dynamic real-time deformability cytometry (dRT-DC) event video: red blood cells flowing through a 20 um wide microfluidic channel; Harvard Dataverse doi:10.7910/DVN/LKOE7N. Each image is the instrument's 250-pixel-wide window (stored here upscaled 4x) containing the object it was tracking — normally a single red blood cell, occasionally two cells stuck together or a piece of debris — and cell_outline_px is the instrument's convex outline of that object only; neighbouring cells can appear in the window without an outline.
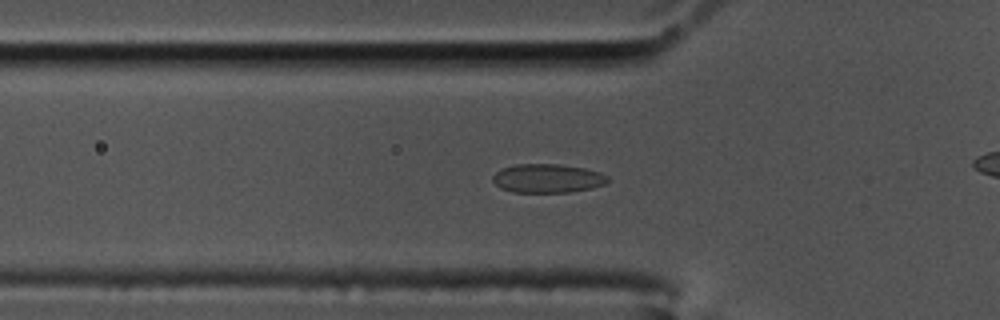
{"species": "common noctule bat (a hibernating species)", "species_latin": "Nyctalus noctula", "temperature_condition": "cold", "stored_images_in_passage": 47, "camera_frame_rate_fps": 3000, "um_per_image_px": 0.085, "animal": {"sex": "male", "body_mass_g": 17.5, "forearm_length_mm": 52.3}, "frame": {"image": 1, "passage_image": 19, "time_ms": 6.0, "image_size_px": [1000, 320], "cell_outline_px": [[608, 180], [604, 184], [592, 188], [568, 192], [512, 192], [500, 188], [492, 180], [492, 176], [496, 172], [504, 168], [516, 164], [560, 164], [584, 168], [600, 172], [608, 176]], "centroid_in_image_um": [46.53, 15.16], "position_along_channel_um": 79.3, "area_um2": 19.25}}
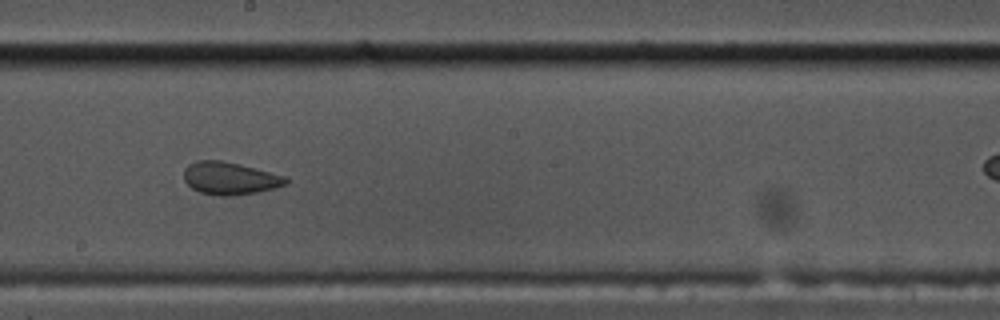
{"frame": {"image": 2, "passage_image": 32, "time_ms": 10.333, "image_size_px": [1000, 320], "cell_outline_px": [[288, 184], [256, 192], [232, 196], [216, 196], [200, 192], [192, 188], [184, 180], [184, 168], [188, 164], [196, 160], [220, 160], [240, 164], [284, 176], [288, 180]], "centroid_in_image_um": [19.49, 15.15], "position_along_channel_um": 228.7, "area_um2": 19.31}}
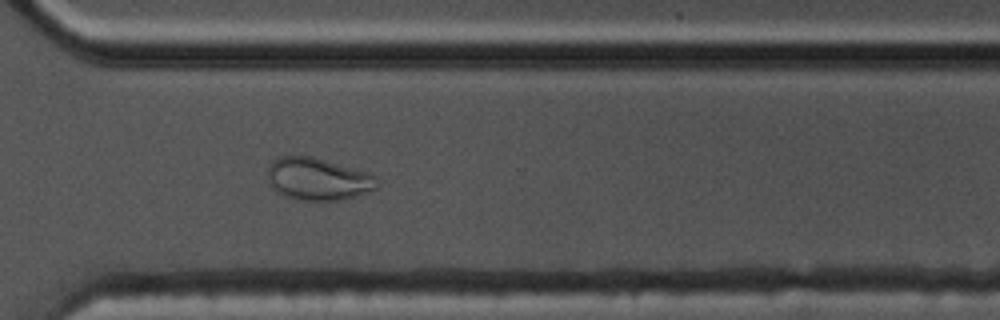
{"frame": {"image": 3, "passage_image": 42, "time_ms": 13.667, "image_size_px": [1000, 320], "cell_outline_px": [[376, 188], [340, 200], [296, 200], [284, 196], [276, 192], [272, 188], [268, 176], [268, 168], [272, 160], [280, 156], [312, 156], [372, 172], [376, 176]], "centroid_in_image_um": [27.0, 15.2], "position_along_channel_um": 343.6, "area_um2": 27.11}}